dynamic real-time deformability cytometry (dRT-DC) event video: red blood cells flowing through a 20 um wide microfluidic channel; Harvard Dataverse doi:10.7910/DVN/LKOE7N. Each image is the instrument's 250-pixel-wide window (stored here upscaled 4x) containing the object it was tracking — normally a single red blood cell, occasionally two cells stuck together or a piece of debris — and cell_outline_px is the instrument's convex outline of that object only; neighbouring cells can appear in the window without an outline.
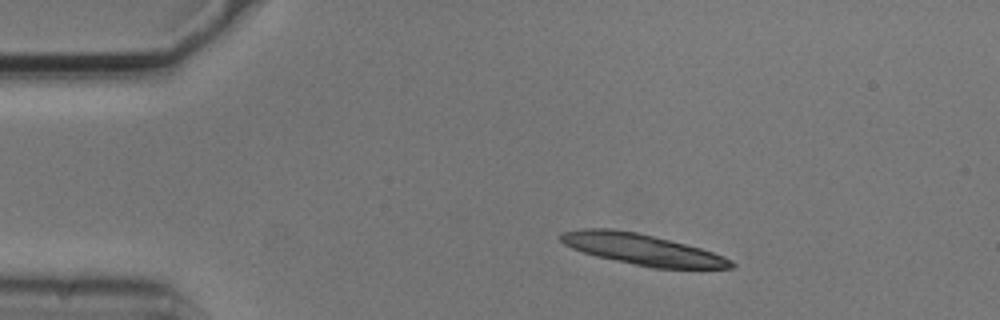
{"species": "common noctule bat (a hibernating species)", "species_latin": "Nyctalus noctula", "temperature_condition": "cold", "stored_images_in_passage": 3, "camera_frame_rate_fps": 3000, "um_per_image_px": 0.085, "animal": {"sex": "male", "body_mass_g": 20.5, "forearm_length_mm": 52.5}, "frame": {"image": 1, "passage_image": 1, "time_ms": 0.0, "image_size_px": [1000, 320], "cell_outline_px": [[736, 264], [732, 268], [652, 268], [596, 256], [572, 248], [564, 244], [560, 240], [560, 236], [564, 232], [584, 228], [608, 228], [636, 232], [700, 248], [724, 256], [732, 260]], "centroid_in_image_um": [54.59, 21.2], "position_along_channel_um": 30.4, "area_um2": 30.29}}